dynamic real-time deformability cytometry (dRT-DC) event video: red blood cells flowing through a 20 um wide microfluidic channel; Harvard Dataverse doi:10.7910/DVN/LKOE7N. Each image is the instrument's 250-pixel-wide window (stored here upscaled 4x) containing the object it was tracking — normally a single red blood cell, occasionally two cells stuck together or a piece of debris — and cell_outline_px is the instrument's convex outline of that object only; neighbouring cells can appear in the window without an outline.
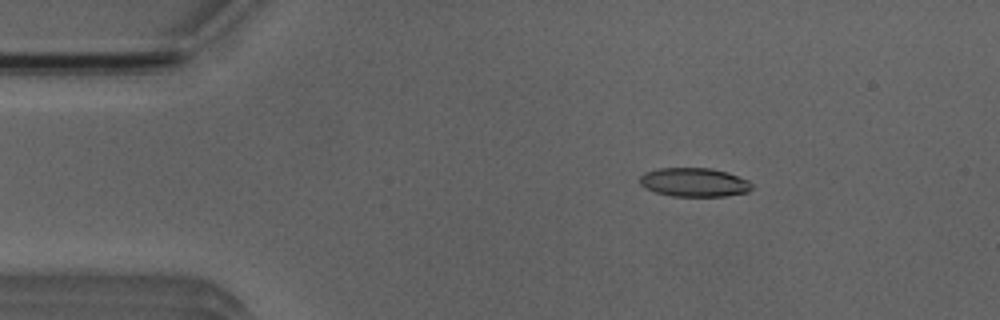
{"species": "Egyptian fruit bat (a non-hibernating species)", "species_latin": "Rousettus aegyptiacus", "temperature_condition": "room temperature", "stored_images_in_passage": 51, "camera_frame_rate_fps": 3000, "um_per_image_px": 0.085, "animal": {"sex": "male"}, "frame": {"image": 1, "passage_image": 8, "time_ms": 2.333, "image_size_px": [1000, 320], "cell_outline_px": [[752, 188], [748, 192], [724, 196], [672, 196], [656, 192], [644, 188], [640, 184], [640, 176], [644, 172], [660, 168], [712, 168], [728, 172], [748, 180], [752, 184]], "centroid_in_image_um": [59.0, 15.49], "position_along_channel_um": 26.0, "area_um2": 18.9}}
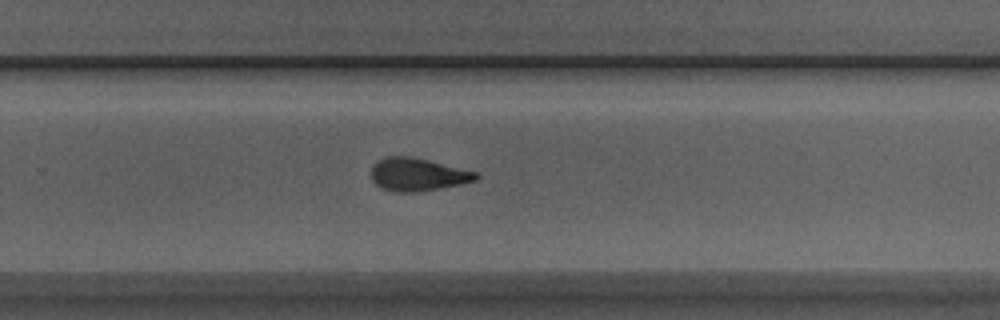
{"frame": {"image": 2, "passage_image": 33, "time_ms": 10.667, "image_size_px": [1000, 320], "cell_outline_px": [[480, 176], [476, 180], [460, 184], [440, 188], [416, 192], [396, 192], [380, 188], [372, 180], [372, 164], [376, 160], [388, 156], [412, 156], [476, 172]], "centroid_in_image_um": [35.46, 14.83], "position_along_channel_um": 294.3, "area_um2": 20.06}}
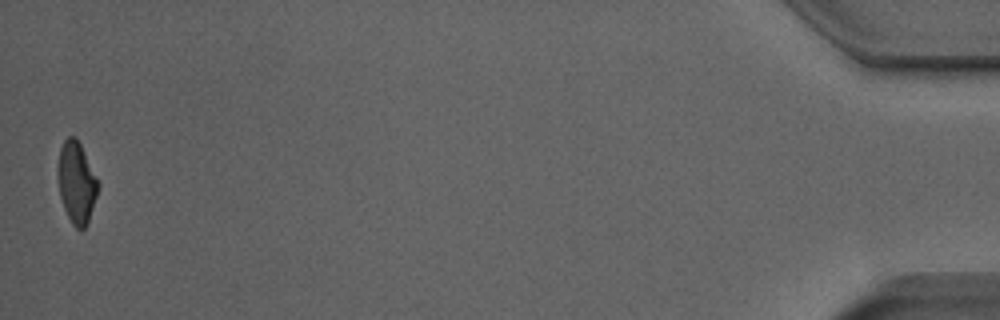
{"frame": {"image": 3, "passage_image": 51, "time_ms": 16.667, "image_size_px": [1000, 320], "cell_outline_px": [[100, 184], [88, 224], [84, 228], [76, 228], [72, 224], [64, 208], [60, 196], [60, 148], [64, 140], [68, 136], [76, 136]], "centroid_in_image_um": [6.55, 15.54], "position_along_channel_um": 428.7, "area_um2": 18.5}, "authors_computed_cell_mechanics": {"area_um2": 19.8254, "velocity_mm_per_s": 3.9394, "shape_relaxation_time_tau1_ms": 4.612, "shape_relaxation_time_tau2_ms": 2.0551, "deformation_change_tau1": 0.1964, "deformation_change_tau2": 0.1064}}